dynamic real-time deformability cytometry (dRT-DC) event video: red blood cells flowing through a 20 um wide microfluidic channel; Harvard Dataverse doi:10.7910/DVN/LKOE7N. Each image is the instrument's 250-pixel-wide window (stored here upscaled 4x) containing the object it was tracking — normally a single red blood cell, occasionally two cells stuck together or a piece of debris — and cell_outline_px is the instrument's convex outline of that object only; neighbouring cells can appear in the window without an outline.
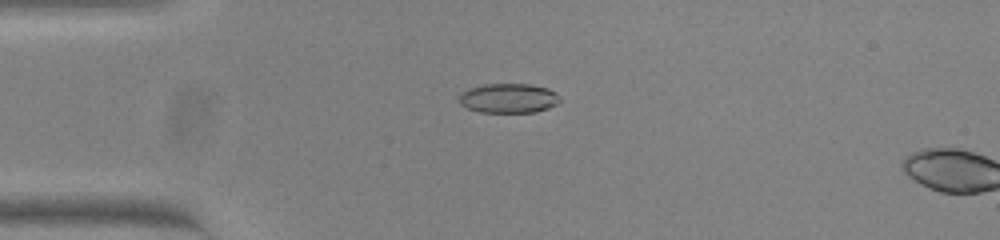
{"species": "common noctule bat (a hibernating species)", "species_latin": "Nyctalus noctula", "temperature_condition": "warm", "stored_images_in_passage": 16, "camera_frame_rate_fps": 3000, "um_per_image_px": 0.085, "animal": {"sex": "female", "body_mass_g": 23.0, "forearm_length_mm": 53.4}, "frame": {"image": 1, "passage_image": 14, "time_ms": 4.333, "image_size_px": [1000, 240], "cell_outline_px": [[560, 100], [556, 104], [548, 108], [536, 112], [480, 112], [468, 108], [460, 104], [460, 92], [468, 88], [484, 84], [528, 84], [548, 88], [556, 92], [560, 96]], "centroid_in_image_um": [43.23, 8.34], "position_along_channel_um": 41.8, "area_um2": 17.4}}